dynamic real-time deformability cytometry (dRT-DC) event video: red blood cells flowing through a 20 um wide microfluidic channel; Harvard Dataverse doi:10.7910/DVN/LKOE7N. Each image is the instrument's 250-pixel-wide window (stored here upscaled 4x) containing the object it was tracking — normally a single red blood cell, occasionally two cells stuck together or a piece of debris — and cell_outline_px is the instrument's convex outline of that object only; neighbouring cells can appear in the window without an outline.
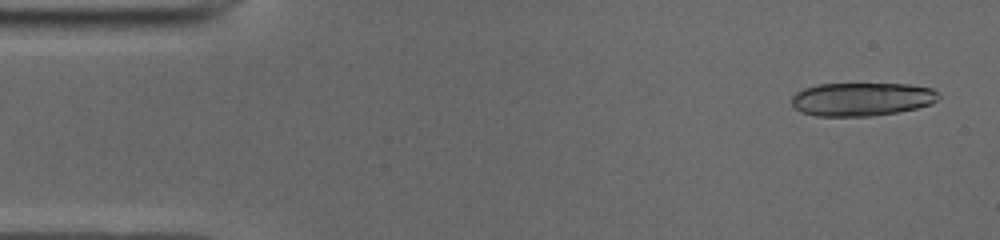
{"species": "common noctule bat (a hibernating species)", "species_latin": "Nyctalus noctula", "temperature_condition": "cold", "stored_images_in_passage": 16, "camera_frame_rate_fps": 3000, "um_per_image_px": 0.085, "animal": {"sex": "male", "body_mass_g": 19.0, "forearm_length_mm": 50.8}, "frame": {"image": 1, "passage_image": 2, "time_ms": 0.333, "image_size_px": [1000, 240], "cell_outline_px": [[940, 96], [932, 104], [916, 108], [896, 112], [872, 116], [816, 116], [800, 112], [792, 108], [792, 96], [796, 92], [804, 88], [820, 84], [908, 84], [932, 88]], "centroid_in_image_um": [73.21, 8.43], "position_along_channel_um": 11.8, "area_um2": 28.67}}